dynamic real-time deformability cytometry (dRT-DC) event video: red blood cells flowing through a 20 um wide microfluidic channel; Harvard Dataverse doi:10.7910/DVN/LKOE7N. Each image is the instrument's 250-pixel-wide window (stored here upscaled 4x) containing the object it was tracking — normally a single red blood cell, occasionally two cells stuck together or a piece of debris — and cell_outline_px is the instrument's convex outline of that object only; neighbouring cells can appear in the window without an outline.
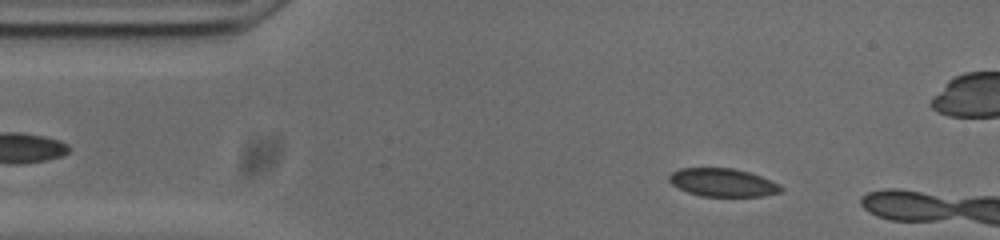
{"species": "common noctule bat (a hibernating species)", "species_latin": "Nyctalus noctula", "temperature_condition": "cold", "stored_images_in_passage": 10, "camera_frame_rate_fps": 3000, "um_per_image_px": 0.085, "animal": {"sex": "male", "body_mass_g": 20.0, "forearm_length_mm": 53.3}, "frame": {"image": 1, "passage_image": 6, "time_ms": 1.667, "image_size_px": [1000, 240], "cell_outline_px": [[784, 188], [780, 192], [764, 196], [700, 196], [688, 192], [672, 184], [668, 180], [668, 176], [672, 172], [680, 168], [732, 168], [748, 172], [760, 176], [780, 184]], "centroid_in_image_um": [61.43, 15.51], "position_along_channel_um": 23.6, "area_um2": 18.26}}